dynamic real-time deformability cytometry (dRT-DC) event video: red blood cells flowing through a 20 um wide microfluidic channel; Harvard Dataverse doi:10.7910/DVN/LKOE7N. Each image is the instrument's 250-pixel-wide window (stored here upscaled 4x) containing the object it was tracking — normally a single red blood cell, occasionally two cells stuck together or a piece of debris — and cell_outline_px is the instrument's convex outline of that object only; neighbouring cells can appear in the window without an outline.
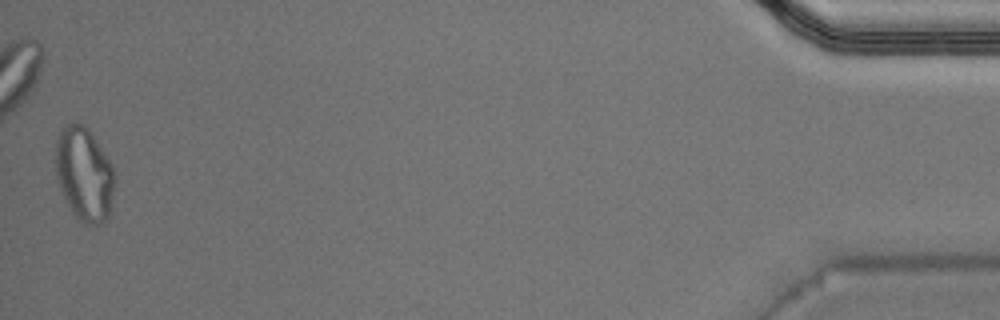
{"species": "Egyptian fruit bat (a non-hibernating species)", "species_latin": "Rousettus aegyptiacus", "temperature_condition": "warm", "stored_images_in_passage": 49, "camera_frame_rate_fps": 3000, "um_per_image_px": 0.085, "animal": {"sex": "male"}, "frame": {"image": 1, "passage_image": 49, "time_ms": 16.0, "image_size_px": [1000, 320], "cell_outline_px": [[112, 188], [108, 216], [104, 224], [88, 224], [80, 220], [72, 212], [60, 188], [56, 176], [56, 140], [64, 124], [84, 124], [112, 164]], "centroid_in_image_um": [7.12, 14.79], "position_along_channel_um": 428.1, "area_um2": 31.33}, "authors_computed_cell_mechanics": {"area_um2": 20.0566, "velocity_mm_per_s": 4.0728, "shape_relaxation_time_tau1_ms": null, "shape_relaxation_time_tau2_ms": 4.4994, "deformation_change_tau1": null, "deformation_change_tau2": 0.1179}}